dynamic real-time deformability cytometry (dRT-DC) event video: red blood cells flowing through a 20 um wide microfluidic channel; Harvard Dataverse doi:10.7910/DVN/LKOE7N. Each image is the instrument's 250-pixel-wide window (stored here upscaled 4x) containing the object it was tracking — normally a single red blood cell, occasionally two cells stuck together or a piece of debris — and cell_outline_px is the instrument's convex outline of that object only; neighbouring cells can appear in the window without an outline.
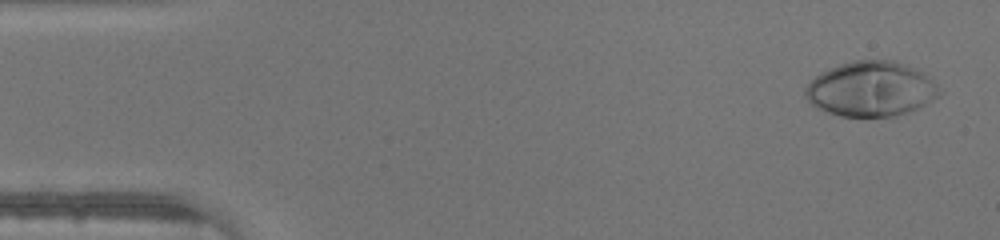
{"species": "human", "species_latin": "Homo sapiens", "temperature_condition": "warm", "stored_images_in_passage": 45, "camera_frame_rate_fps": 3000, "um_per_image_px": 0.085, "donor": {"sex": "male"}, "frame": {"image": 1, "passage_image": 2, "time_ms": 0.333, "image_size_px": [1000, 240], "cell_outline_px": [[944, 92], [940, 96], [916, 108], [892, 116], [840, 116], [816, 108], [808, 100], [804, 92], [804, 88], [820, 72], [828, 68], [840, 64], [856, 60], [896, 60], [916, 68], [924, 72]], "centroid_in_image_um": [74.04, 7.54], "position_along_channel_um": 11.0, "area_um2": 42.95}}
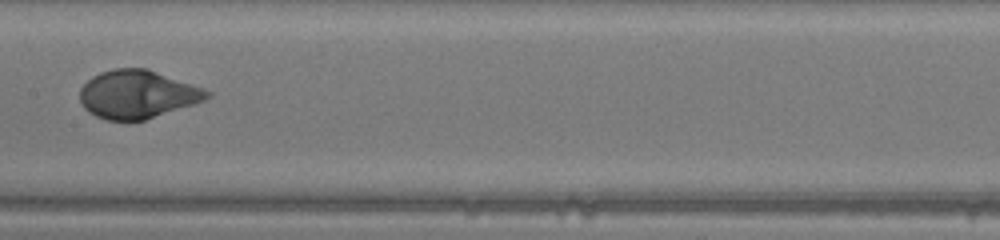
{"frame": {"image": 2, "passage_image": 23, "time_ms": 7.333, "image_size_px": [1000, 240], "cell_outline_px": [[212, 96], [204, 100], [144, 120], [108, 120], [96, 116], [88, 112], [84, 108], [80, 100], [80, 88], [92, 76], [100, 72], [112, 68], [148, 68], [192, 84], [212, 92]], "centroid_in_image_um": [11.66, 8.0], "position_along_channel_um": 195.7, "area_um2": 35.55}}
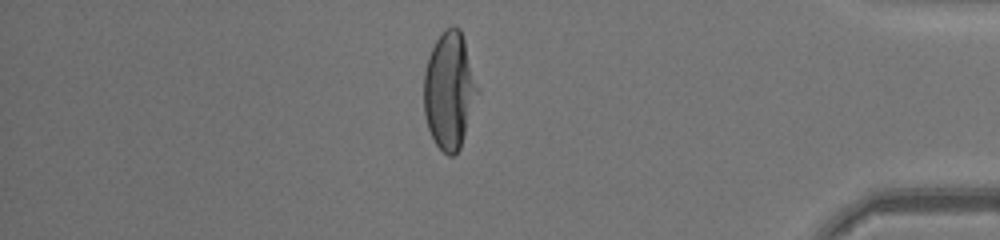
{"frame": {"image": 3, "passage_image": 39, "time_ms": 12.667, "image_size_px": [1000, 240], "cell_outline_px": [[480, 92], [460, 148], [452, 156], [448, 156], [436, 144], [428, 128], [424, 112], [424, 72], [428, 56], [436, 40], [444, 28], [452, 24], [460, 28], [480, 88]], "centroid_in_image_um": [38.22, 7.66], "position_along_channel_um": 397.0, "area_um2": 36.99}}